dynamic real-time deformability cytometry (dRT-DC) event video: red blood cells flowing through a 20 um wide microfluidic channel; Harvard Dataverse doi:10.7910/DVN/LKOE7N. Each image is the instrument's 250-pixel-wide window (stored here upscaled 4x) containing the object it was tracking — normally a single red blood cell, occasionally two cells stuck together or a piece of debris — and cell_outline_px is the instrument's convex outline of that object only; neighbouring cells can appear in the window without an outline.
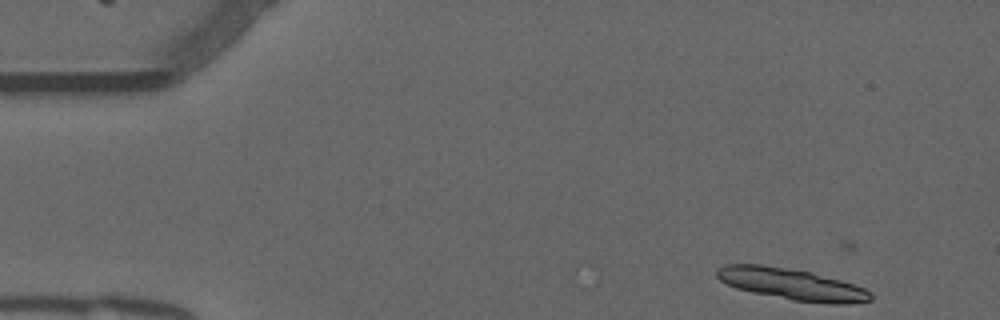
{"species": "common noctule bat (a hibernating species)", "species_latin": "Nyctalus noctula", "temperature_condition": "warm", "stored_images_in_passage": 9, "camera_frame_rate_fps": 3000, "um_per_image_px": 0.085, "animal": {"sex": "male", "forearm_length_mm": 52.5}, "frame": {"image": 1, "passage_image": 2, "time_ms": 0.333, "image_size_px": [1000, 320], "cell_outline_px": [[872, 300], [848, 304], [828, 304], [792, 300], [752, 292], [736, 288], [720, 280], [716, 276], [716, 268], [724, 264], [760, 264], [812, 272], [840, 280], [864, 288], [872, 292]], "centroid_in_image_um": [67.29, 24.15], "position_along_channel_um": 17.7, "area_um2": 28.21}}